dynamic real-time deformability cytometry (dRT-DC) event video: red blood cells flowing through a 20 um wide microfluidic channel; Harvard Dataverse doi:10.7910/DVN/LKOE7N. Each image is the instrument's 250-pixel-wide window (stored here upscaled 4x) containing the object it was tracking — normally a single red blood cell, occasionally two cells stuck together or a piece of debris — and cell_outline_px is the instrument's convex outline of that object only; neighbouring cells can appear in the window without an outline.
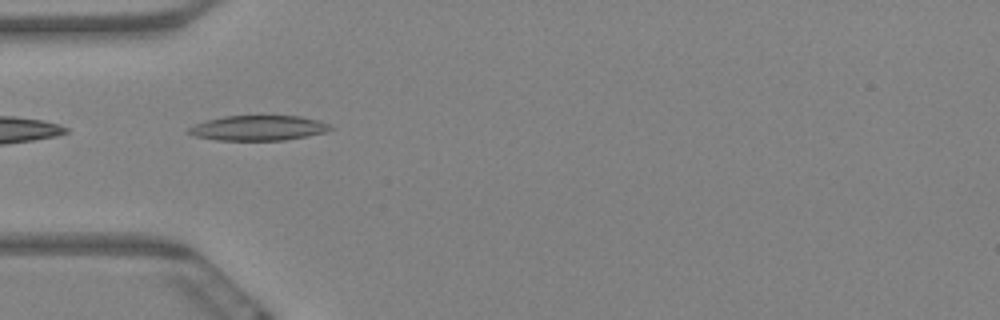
{"species": "Egyptian fruit bat (a non-hibernating species)", "species_latin": "Rousettus aegyptiacus", "temperature_condition": "warm", "stored_images_in_passage": 4, "camera_frame_rate_fps": 3000, "um_per_image_px": 0.085, "animal": {"sex": "female"}, "frame": {"image": 1, "passage_image": 2, "time_ms": 0.333, "image_size_px": [1000, 320], "cell_outline_px": [[332, 128], [324, 132], [284, 140], [216, 140], [196, 136], [184, 132], [188, 128], [196, 124], [208, 120], [224, 116], [300, 116], [316, 120], [328, 124]], "centroid_in_image_um": [21.89, 10.88], "position_along_channel_um": 63.1, "area_um2": 20.35}}
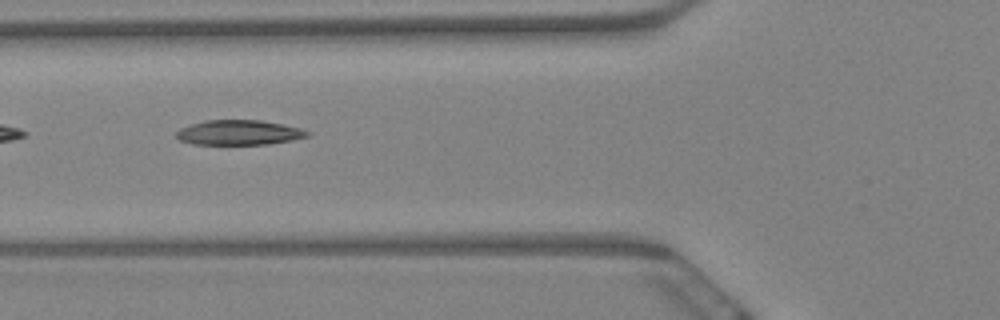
{"frame": {"image": 2, "passage_image": 3, "time_ms": 0.667, "image_size_px": [1000, 320], "cell_outline_px": [[312, 132], [308, 136], [292, 140], [268, 144], [192, 144], [180, 140], [176, 136], [176, 132], [180, 128], [204, 120], [260, 120], [284, 124], [300, 128]], "centroid_in_image_um": [20.33, 11.26], "position_along_channel_um": 105.5, "area_um2": 19.02}}
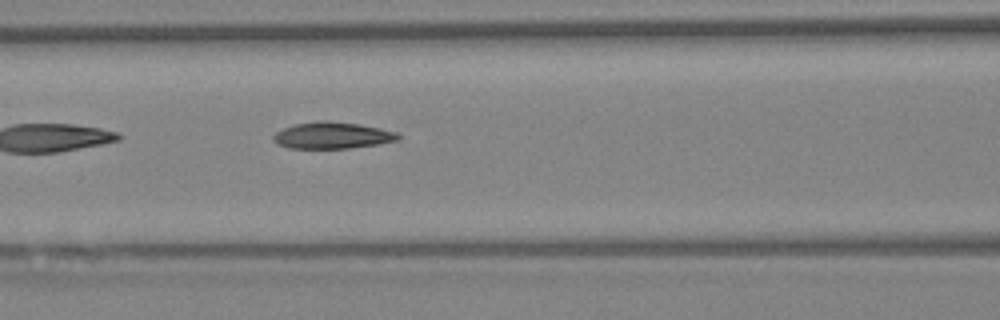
{"frame": {"image": 3, "passage_image": 4, "time_ms": 1.0, "image_size_px": [1000, 320], "cell_outline_px": [[400, 140], [376, 144], [348, 148], [288, 148], [276, 144], [272, 140], [272, 136], [276, 132], [292, 124], [316, 120], [328, 120], [360, 124], [380, 128], [396, 132], [400, 136]], "centroid_in_image_um": [28.2, 11.49], "position_along_channel_um": 138.4, "area_um2": 19.54}}